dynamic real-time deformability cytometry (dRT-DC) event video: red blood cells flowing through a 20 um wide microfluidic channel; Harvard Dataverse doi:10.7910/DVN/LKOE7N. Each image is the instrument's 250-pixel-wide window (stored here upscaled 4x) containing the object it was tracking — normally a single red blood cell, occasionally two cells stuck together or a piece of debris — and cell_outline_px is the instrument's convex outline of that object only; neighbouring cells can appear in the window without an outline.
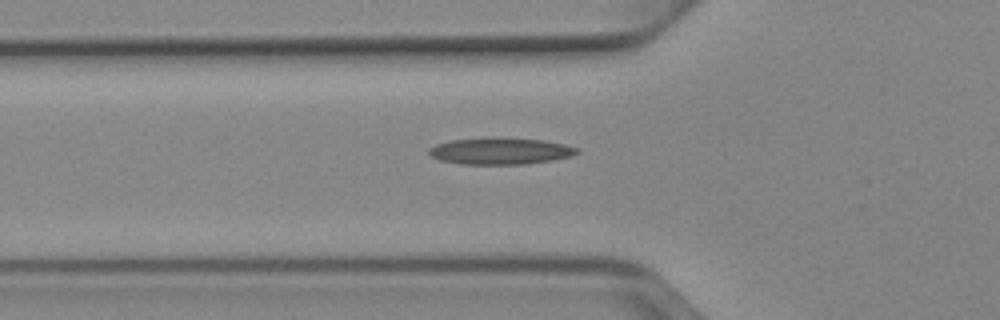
{"species": "Egyptian fruit bat (a non-hibernating species)", "species_latin": "Rousettus aegyptiacus", "temperature_condition": "cold", "stored_images_in_passage": 4, "camera_frame_rate_fps": 3000, "um_per_image_px": 0.085, "animal": {"sex": "female"}, "frame": {"image": 1, "passage_image": 2, "time_ms": 0.333, "image_size_px": [1000, 320], "cell_outline_px": [[580, 152], [572, 156], [552, 160], [524, 164], [460, 164], [440, 160], [432, 156], [428, 152], [428, 148], [436, 144], [448, 140], [488, 136], [504, 136], [544, 140], [564, 144], [580, 148]], "centroid_in_image_um": [42.53, 12.81], "position_along_channel_um": 83.3, "area_um2": 23.7}}